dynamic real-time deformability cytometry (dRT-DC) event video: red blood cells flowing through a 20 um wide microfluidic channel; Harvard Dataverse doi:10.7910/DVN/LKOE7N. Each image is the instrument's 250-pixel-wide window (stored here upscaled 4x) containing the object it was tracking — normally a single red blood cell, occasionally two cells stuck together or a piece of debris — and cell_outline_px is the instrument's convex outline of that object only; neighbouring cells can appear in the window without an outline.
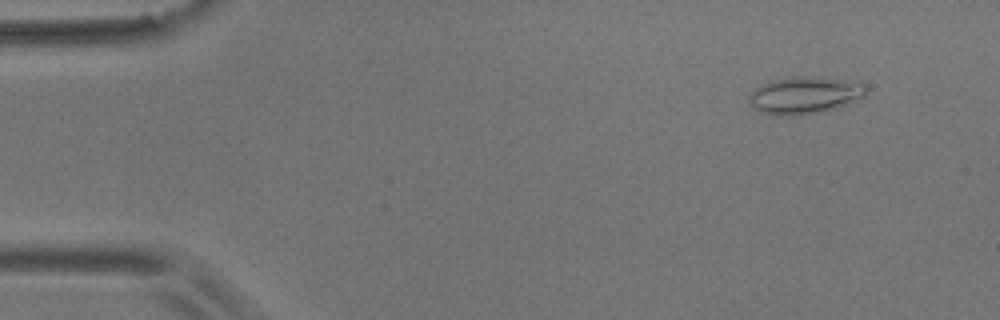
{"species": "common noctule bat (a hibernating species)", "species_latin": "Nyctalus noctula", "temperature_condition": "room temperature", "stored_images_in_passage": 5, "camera_frame_rate_fps": 3000, "um_per_image_px": 0.085, "animal": {"sex": "male", "body_mass_g": 17.9}, "frame": {"image": 1, "passage_image": 2, "time_ms": 1.0, "image_size_px": [1000, 320], "cell_outline_px": [[868, 88], [864, 96], [844, 104], [832, 108], [816, 112], [760, 112], [752, 108], [748, 104], [748, 96], [756, 88], [768, 80], [800, 76], [816, 76], [864, 84]], "centroid_in_image_um": [68.35, 8.03], "position_along_channel_um": 16.6, "area_um2": 24.1}}